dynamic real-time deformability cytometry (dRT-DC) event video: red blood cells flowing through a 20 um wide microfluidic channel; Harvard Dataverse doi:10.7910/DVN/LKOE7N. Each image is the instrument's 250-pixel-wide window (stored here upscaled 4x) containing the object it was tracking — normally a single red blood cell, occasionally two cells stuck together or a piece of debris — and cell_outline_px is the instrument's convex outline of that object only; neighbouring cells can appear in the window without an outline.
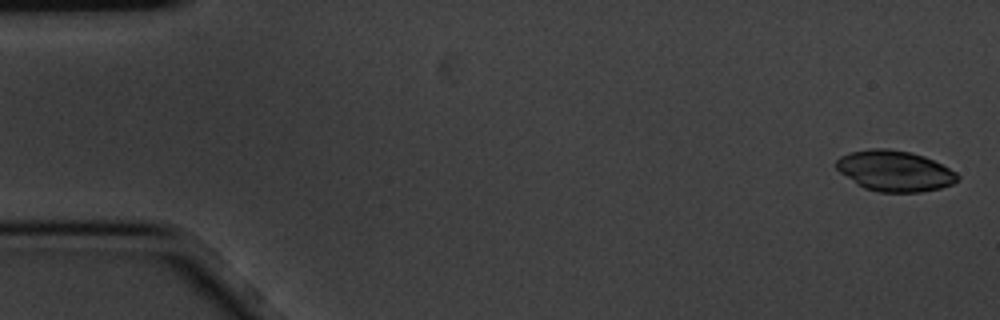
{"species": "common noctule bat (a hibernating species)", "species_latin": "Nyctalus noctula", "temperature_condition": "cold", "stored_images_in_passage": 6, "camera_frame_rate_fps": 3000, "um_per_image_px": 0.085, "animal": {"sex": "male", "body_mass_g": 20.1, "forearm_length_mm": 53.5}, "frame": {"image": 1, "passage_image": 1, "time_ms": 0.0, "image_size_px": [1000, 320], "cell_outline_px": [[960, 180], [952, 184], [940, 188], [920, 192], [880, 192], [864, 188], [856, 184], [840, 172], [836, 168], [836, 160], [840, 156], [848, 152], [872, 148], [888, 148], [912, 152], [924, 156], [956, 172], [960, 176]], "centroid_in_image_um": [76.03, 14.52], "position_along_channel_um": 9.0, "area_um2": 28.9}}